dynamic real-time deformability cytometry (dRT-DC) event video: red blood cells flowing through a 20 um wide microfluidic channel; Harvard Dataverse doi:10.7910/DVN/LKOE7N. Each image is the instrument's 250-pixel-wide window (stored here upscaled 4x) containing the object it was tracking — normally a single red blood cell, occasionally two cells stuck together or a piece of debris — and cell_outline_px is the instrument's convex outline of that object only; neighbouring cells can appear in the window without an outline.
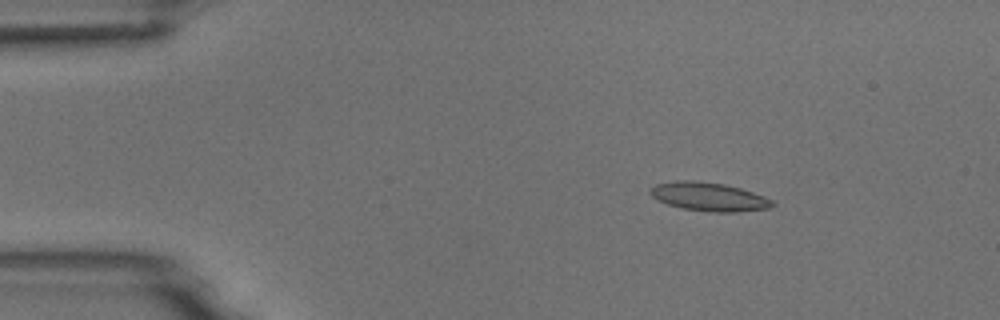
{"species": "common noctule bat (a hibernating species)", "species_latin": "Nyctalus noctula", "temperature_condition": "room temperature", "stored_images_in_passage": 4, "camera_frame_rate_fps": 3000, "um_per_image_px": 0.085, "animal": {"sex": "male", "body_mass_g": 18.8}, "frame": {"image": 1, "passage_image": 2, "time_ms": 1.333, "image_size_px": [1000, 320], "cell_outline_px": [[776, 204], [768, 208], [736, 212], [708, 212], [684, 208], [668, 204], [656, 200], [648, 192], [648, 188], [656, 184], [676, 180], [696, 180], [724, 184], [740, 188], [764, 196], [772, 200]], "centroid_in_image_um": [60.21, 16.71], "position_along_channel_um": 24.8, "area_um2": 20.46}}